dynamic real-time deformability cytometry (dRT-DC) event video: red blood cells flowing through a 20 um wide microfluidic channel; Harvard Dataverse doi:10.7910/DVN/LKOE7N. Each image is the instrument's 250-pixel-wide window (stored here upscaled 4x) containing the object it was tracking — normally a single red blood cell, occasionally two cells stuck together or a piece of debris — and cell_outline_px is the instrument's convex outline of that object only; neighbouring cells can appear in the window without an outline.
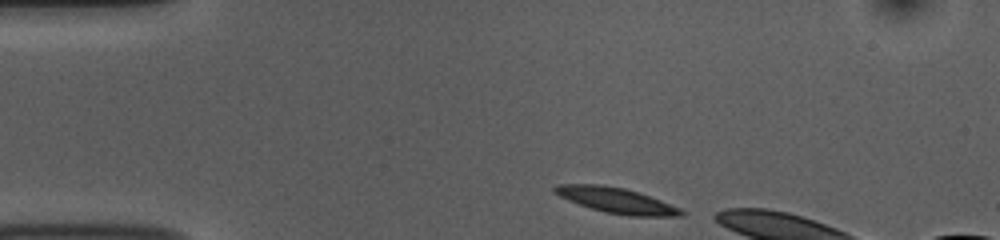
{"species": "common noctule bat (a hibernating species)", "species_latin": "Nyctalus noctula", "temperature_condition": "room temperature", "stored_images_in_passage": 45, "camera_frame_rate_fps": 3000, "um_per_image_px": 0.085, "animal": {"sex": "female", "body_mass_g": 10.0, "forearm_length_mm": 53.1}, "frame": {"image": 1, "passage_image": 1, "time_ms": 0.0, "image_size_px": [1000, 240], "cell_outline_px": [[688, 212], [684, 216], [628, 216], [604, 212], [568, 200], [552, 192], [552, 188], [556, 184], [600, 184], [624, 188], [660, 200], [680, 208]], "centroid_in_image_um": [52.39, 17.04], "position_along_channel_um": 32.6, "area_um2": 18.73}}
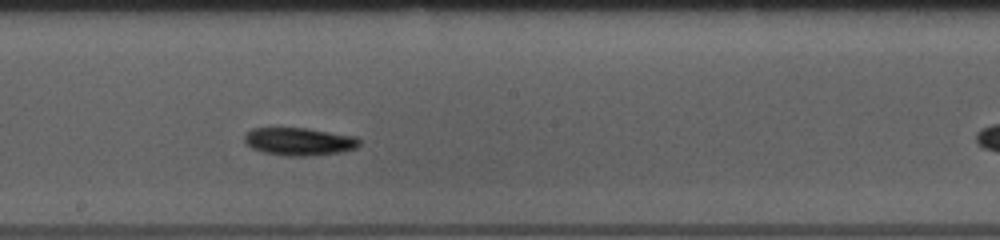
{"frame": {"image": 2, "passage_image": 20, "time_ms": 6.333, "image_size_px": [1000, 240], "cell_outline_px": [[360, 144], [356, 148], [344, 152], [308, 156], [284, 156], [260, 152], [252, 148], [244, 140], [244, 132], [252, 128], [308, 128], [356, 136], [360, 140]], "centroid_in_image_um": [25.43, 12.03], "position_along_channel_um": 222.8, "area_um2": 18.96}}
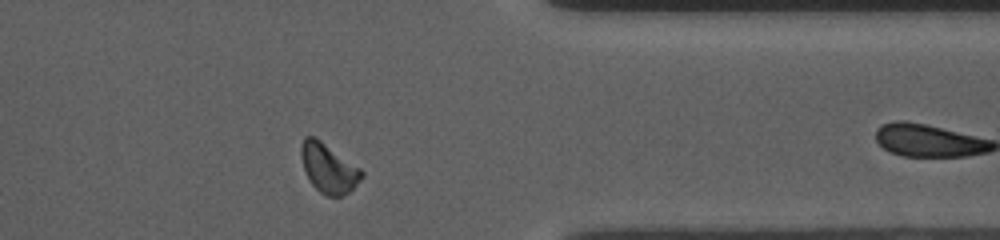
{"frame": {"image": 3, "passage_image": 34, "time_ms": 11.0, "image_size_px": [1000, 240], "cell_outline_px": [[364, 176], [344, 196], [328, 196], [320, 192], [308, 180], [300, 156], [300, 144], [304, 136], [316, 136], [360, 168], [364, 172]], "centroid_in_image_um": [27.9, 14.26], "position_along_channel_um": 383.5, "area_um2": 17.51}}